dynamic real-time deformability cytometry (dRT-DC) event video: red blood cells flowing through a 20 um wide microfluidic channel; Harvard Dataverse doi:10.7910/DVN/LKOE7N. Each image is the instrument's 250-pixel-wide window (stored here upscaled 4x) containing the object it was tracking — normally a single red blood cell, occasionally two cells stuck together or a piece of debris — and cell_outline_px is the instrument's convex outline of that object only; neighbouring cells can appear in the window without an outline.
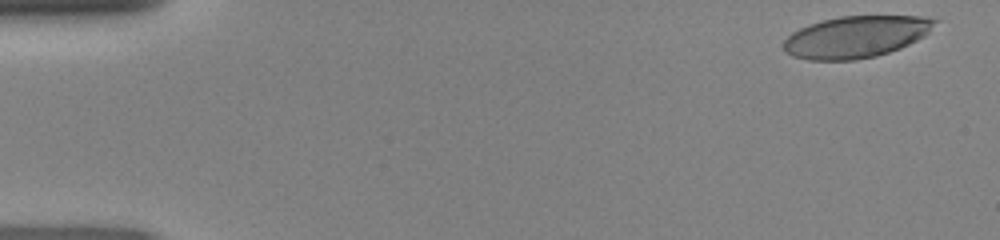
{"species": "human", "species_latin": "Homo sapiens", "temperature_condition": "room temperature", "stored_images_in_passage": 11, "camera_frame_rate_fps": 3000, "um_per_image_px": 0.085, "donor": {"sex": "female"}, "frame": {"image": 1, "passage_image": 2, "time_ms": 0.333, "image_size_px": [1000, 240], "cell_outline_px": [[940, 20], [924, 36], [900, 48], [876, 56], [856, 60], [808, 60], [792, 56], [784, 52], [784, 40], [792, 32], [808, 24], [840, 16], [924, 16]], "centroid_in_image_um": [72.75, 3.13], "position_along_channel_um": 12.3, "area_um2": 36.82}}